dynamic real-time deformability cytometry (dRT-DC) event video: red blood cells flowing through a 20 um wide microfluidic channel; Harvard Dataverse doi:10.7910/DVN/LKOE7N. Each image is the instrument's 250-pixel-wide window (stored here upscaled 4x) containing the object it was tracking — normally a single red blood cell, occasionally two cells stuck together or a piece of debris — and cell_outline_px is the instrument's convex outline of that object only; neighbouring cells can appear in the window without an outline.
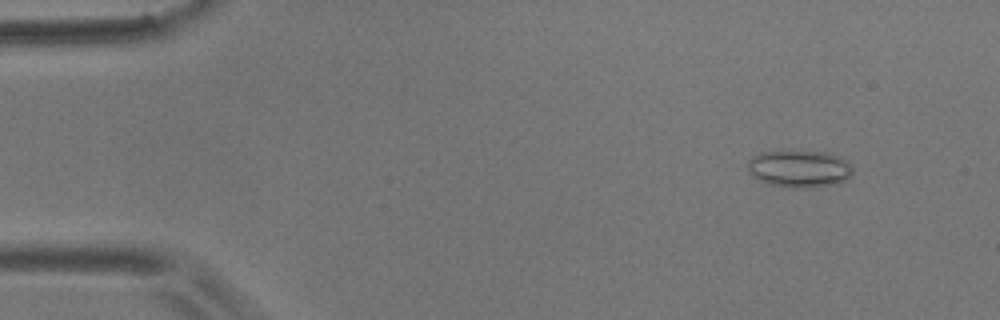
{"species": "common noctule bat (a hibernating species)", "species_latin": "Nyctalus noctula", "temperature_condition": "room temperature", "stored_images_in_passage": 6, "camera_frame_rate_fps": 3000, "um_per_image_px": 0.085, "animal": {"sex": "male", "body_mass_g": 17.9}, "frame": {"image": 1, "passage_image": 2, "time_ms": 0.333, "image_size_px": [1000, 320], "cell_outline_px": [[852, 176], [836, 184], [804, 188], [792, 188], [768, 184], [752, 176], [748, 168], [748, 160], [752, 156], [760, 152], [828, 152], [840, 156], [848, 160], [852, 164]], "centroid_in_image_um": [67.98, 14.35], "position_along_channel_um": 17.0, "area_um2": 22.83}}